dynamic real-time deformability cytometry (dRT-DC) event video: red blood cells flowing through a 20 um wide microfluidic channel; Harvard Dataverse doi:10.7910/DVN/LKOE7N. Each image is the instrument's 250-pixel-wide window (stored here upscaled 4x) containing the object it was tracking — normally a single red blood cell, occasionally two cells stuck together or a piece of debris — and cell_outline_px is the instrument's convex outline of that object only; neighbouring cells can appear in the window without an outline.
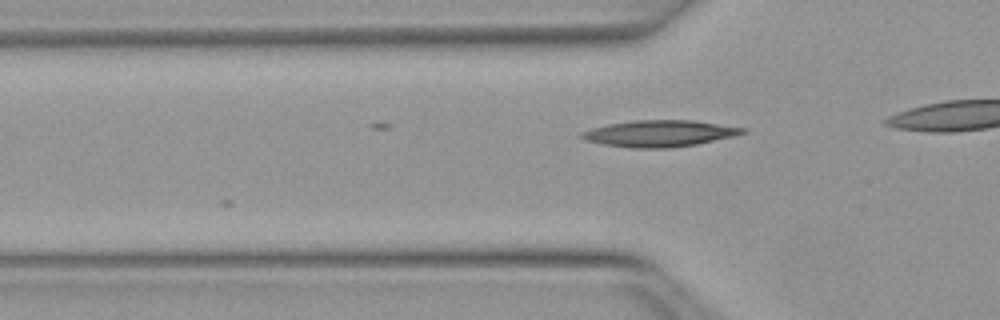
{"species": "Egyptian fruit bat (a non-hibernating species)", "species_latin": "Rousettus aegyptiacus", "temperature_condition": "warm", "stored_images_in_passage": 2, "camera_frame_rate_fps": 3000, "um_per_image_px": 0.085, "animal": {"sex": "female"}, "frame": {"image": 1, "passage_image": 2, "time_ms": 0.333, "image_size_px": [1000, 320], "cell_outline_px": [[748, 132], [736, 136], [696, 144], [668, 148], [632, 148], [604, 144], [588, 140], [580, 136], [580, 132], [592, 128], [608, 124], [632, 120], [692, 120], [748, 128]], "centroid_in_image_um": [56.12, 11.34], "position_along_channel_um": 69.7, "area_um2": 24.85}}